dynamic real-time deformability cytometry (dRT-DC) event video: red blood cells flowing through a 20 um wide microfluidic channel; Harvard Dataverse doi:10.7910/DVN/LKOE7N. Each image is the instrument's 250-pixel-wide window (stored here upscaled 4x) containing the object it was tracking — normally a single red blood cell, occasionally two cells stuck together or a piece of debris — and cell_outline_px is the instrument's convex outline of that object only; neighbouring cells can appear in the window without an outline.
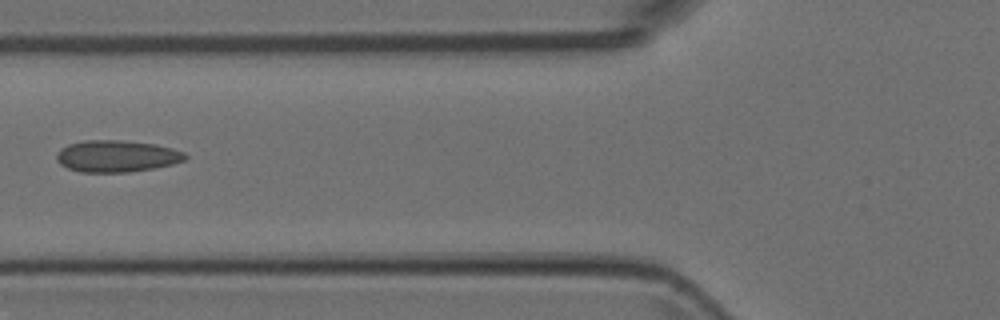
{"species": "Egyptian fruit bat (a non-hibernating species)", "species_latin": "Rousettus aegyptiacus", "temperature_condition": "room temperature", "stored_images_in_passage": 8, "camera_frame_rate_fps": 3000, "um_per_image_px": 0.085, "animal": {"sex": "female"}, "frame": {"image": 1, "passage_image": 6, "time_ms": 1.667, "image_size_px": [1000, 320], "cell_outline_px": [[188, 156], [184, 160], [172, 164], [156, 168], [128, 172], [80, 172], [68, 168], [60, 164], [56, 160], [56, 156], [60, 148], [68, 144], [84, 140], [120, 140], [156, 144], [172, 148], [184, 152]], "centroid_in_image_um": [9.91, 13.27], "position_along_channel_um": 115.9, "area_um2": 23.93}}
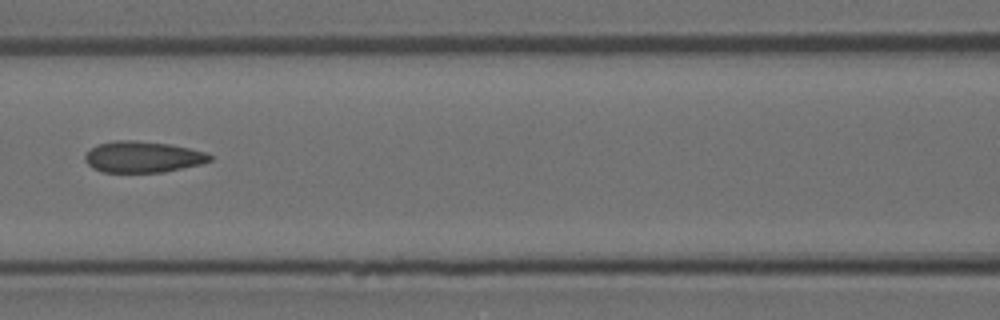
{"frame": {"image": 2, "passage_image": 7, "time_ms": 2.0, "image_size_px": [1000, 320], "cell_outline_px": [[212, 160], [200, 164], [164, 172], [104, 172], [92, 168], [84, 160], [84, 156], [92, 148], [100, 144], [112, 140], [136, 140], [168, 144], [188, 148], [204, 152], [212, 156]], "centroid_in_image_um": [12.11, 13.34], "position_along_channel_um": 154.5, "area_um2": 22.54}}
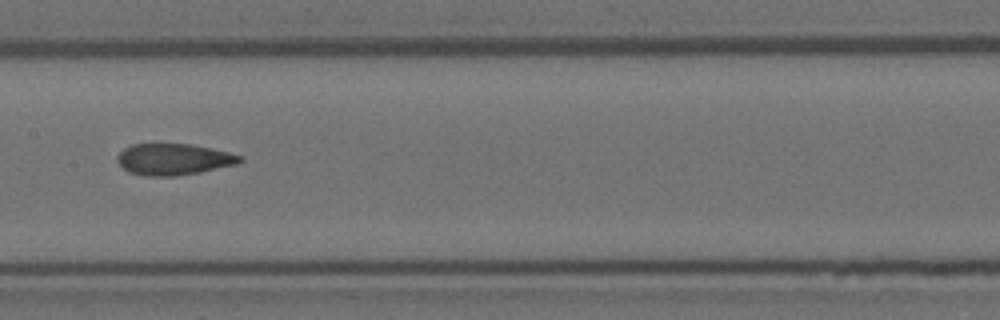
{"frame": {"image": 3, "passage_image": 8, "time_ms": 2.333, "image_size_px": [1000, 320], "cell_outline_px": [[244, 160], [236, 164], [200, 172], [176, 176], [144, 176], [128, 172], [116, 160], [116, 156], [124, 148], [132, 144], [192, 144], [212, 148], [228, 152], [240, 156]], "centroid_in_image_um": [14.73, 13.54], "position_along_channel_um": 192.7, "area_um2": 22.43}}